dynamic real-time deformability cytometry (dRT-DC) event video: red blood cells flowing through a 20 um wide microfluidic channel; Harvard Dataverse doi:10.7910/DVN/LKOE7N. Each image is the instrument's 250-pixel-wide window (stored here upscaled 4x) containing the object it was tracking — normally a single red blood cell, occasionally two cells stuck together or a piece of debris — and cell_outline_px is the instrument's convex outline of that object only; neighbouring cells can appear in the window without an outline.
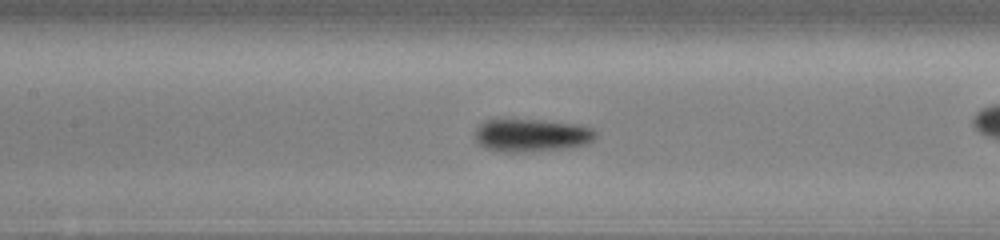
{"species": "common noctule bat (a hibernating species)", "species_latin": "Nyctalus noctula", "temperature_condition": "cold", "stored_images_in_passage": 45, "camera_frame_rate_fps": 3000, "um_per_image_px": 0.085, "animal": {"sex": "male", "body_mass_g": 13.0, "forearm_length_mm": 53.1}, "frame": {"image": 1, "passage_image": 26, "time_ms": 8.333, "image_size_px": [1000, 240], "cell_outline_px": [[596, 136], [588, 144], [568, 148], [532, 152], [504, 152], [484, 148], [476, 140], [476, 128], [484, 120], [540, 120], [576, 124], [592, 128], [596, 132]], "centroid_in_image_um": [45.19, 11.51], "position_along_channel_um": 162.2, "area_um2": 23.18}}
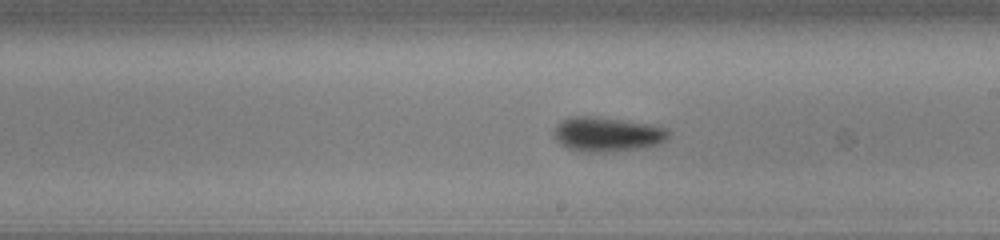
{"frame": {"image": 2, "passage_image": 32, "time_ms": 10.333, "image_size_px": [1000, 240], "cell_outline_px": [[672, 132], [668, 140], [660, 144], [644, 148], [612, 152], [580, 152], [568, 148], [560, 144], [552, 136], [552, 132], [556, 124], [560, 120], [568, 116], [596, 116], [656, 124], [668, 128]], "centroid_in_image_um": [51.65, 11.41], "position_along_channel_um": 237.4, "area_um2": 24.16}}
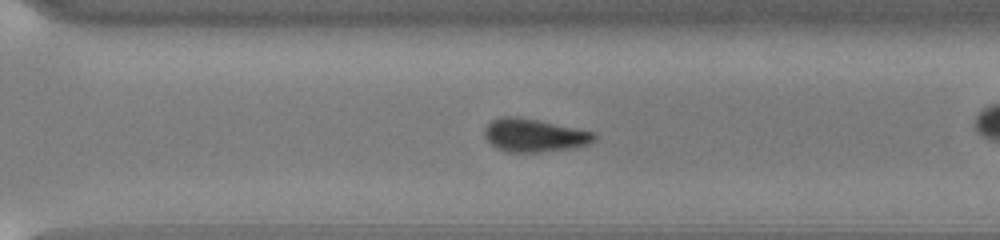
{"frame": {"image": 3, "passage_image": 39, "time_ms": 12.667, "image_size_px": [1000, 240], "cell_outline_px": [[596, 136], [588, 144], [568, 148], [536, 152], [508, 152], [496, 148], [484, 136], [484, 128], [492, 120], [500, 116], [520, 116], [596, 132]], "centroid_in_image_um": [45.37, 11.48], "position_along_channel_um": 325.2, "area_um2": 21.1}}